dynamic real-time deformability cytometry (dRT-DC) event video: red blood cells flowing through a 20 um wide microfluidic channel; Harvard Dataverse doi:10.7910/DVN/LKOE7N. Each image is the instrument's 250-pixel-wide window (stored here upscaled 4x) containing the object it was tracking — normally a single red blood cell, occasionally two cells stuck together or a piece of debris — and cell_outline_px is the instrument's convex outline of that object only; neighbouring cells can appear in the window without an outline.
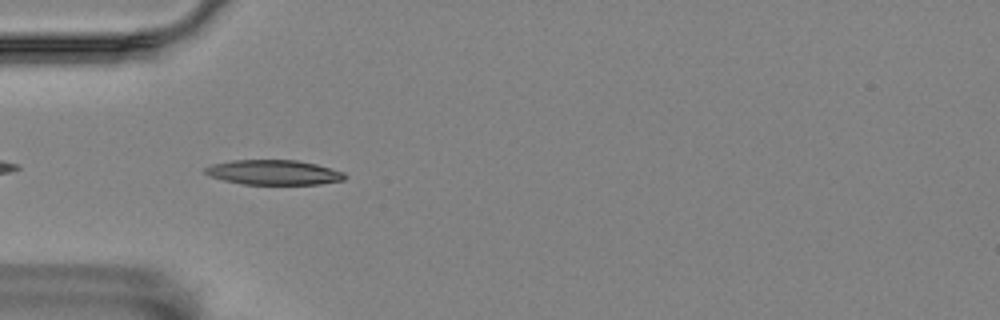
{"species": "Egyptian fruit bat (a non-hibernating species)", "species_latin": "Rousettus aegyptiacus", "temperature_condition": "room temperature", "stored_images_in_passage": 43, "camera_frame_rate_fps": 3000, "um_per_image_px": 0.085, "animal": {"sex": "female"}, "frame": {"image": 1, "passage_image": 3, "time_ms": 0.667, "image_size_px": [1000, 320], "cell_outline_px": [[348, 176], [344, 180], [320, 184], [244, 184], [224, 180], [212, 176], [204, 172], [204, 168], [212, 164], [232, 160], [296, 160], [316, 164], [344, 172]], "centroid_in_image_um": [23.3, 14.65], "position_along_channel_um": 61.7, "area_um2": 20.11}}
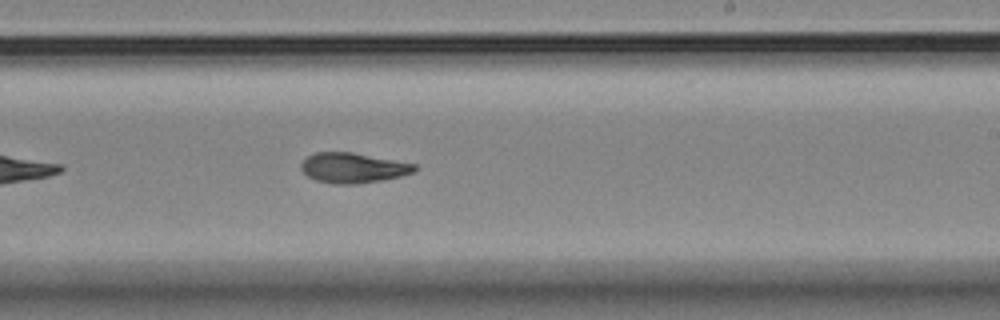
{"frame": {"image": 2, "passage_image": 20, "time_ms": 6.333, "image_size_px": [1000, 320], "cell_outline_px": [[416, 168], [412, 172], [400, 176], [384, 180], [356, 184], [332, 184], [316, 180], [308, 176], [300, 168], [300, 164], [308, 156], [316, 152], [352, 152], [416, 164]], "centroid_in_image_um": [29.98, 14.27], "position_along_channel_um": 259.0, "area_um2": 19.83}}
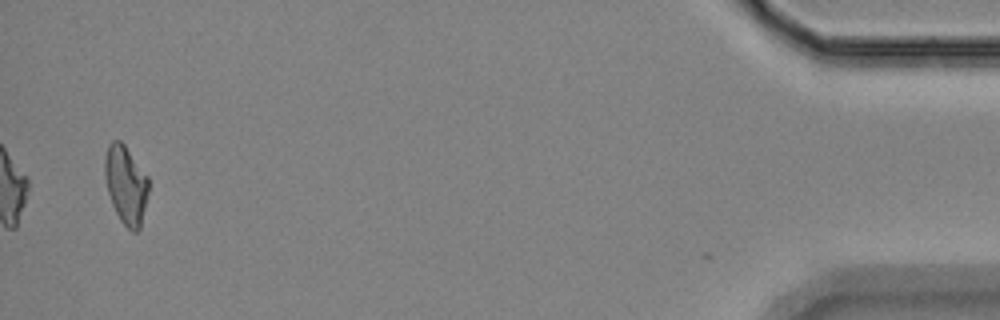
{"frame": {"image": 3, "passage_image": 41, "time_ms": 13.333, "image_size_px": [1000, 320], "cell_outline_px": [[148, 192], [140, 228], [136, 232], [132, 232], [120, 220], [112, 204], [108, 192], [104, 172], [104, 160], [108, 144], [112, 140], [120, 140], [124, 144], [148, 176]], "centroid_in_image_um": [10.69, 15.69], "position_along_channel_um": 424.5, "area_um2": 19.88}, "authors_computed_cell_mechanics": {"area_um2": 19.9988, "velocity_mm_per_s": 3.5089, "shape_relaxation_time_tau1_ms": null, "shape_relaxation_time_tau2_ms": 4.6028, "deformation_change_tau1": null, "deformation_change_tau2": 0.1182}}